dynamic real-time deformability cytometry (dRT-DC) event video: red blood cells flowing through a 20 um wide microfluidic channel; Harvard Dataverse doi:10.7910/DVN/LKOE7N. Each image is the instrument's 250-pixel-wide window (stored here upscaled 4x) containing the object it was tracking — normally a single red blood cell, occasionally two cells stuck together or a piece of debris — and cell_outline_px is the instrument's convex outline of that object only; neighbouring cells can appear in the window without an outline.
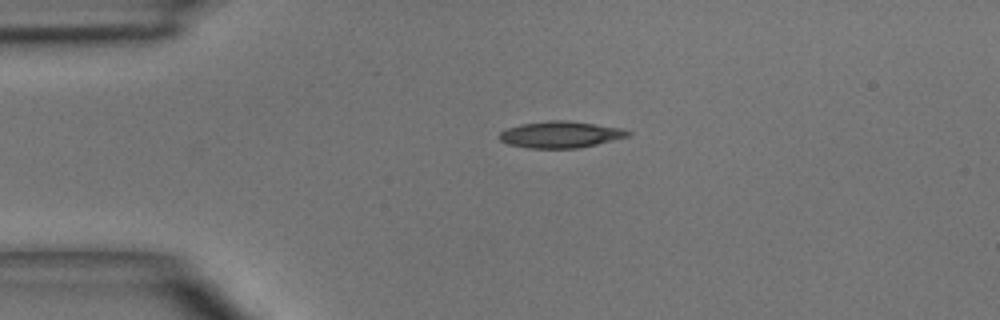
{"species": "common noctule bat (a hibernating species)", "species_latin": "Nyctalus noctula", "temperature_condition": "room temperature", "stored_images_in_passage": 2, "camera_frame_rate_fps": 3000, "um_per_image_px": 0.085, "animal": {"sex": "male", "body_mass_g": 15.6}, "frame": {"image": 1, "passage_image": 2, "time_ms": 1.0, "image_size_px": [1000, 320], "cell_outline_px": [[632, 132], [628, 136], [580, 148], [528, 148], [508, 144], [500, 140], [500, 132], [508, 128], [520, 124], [548, 120], [568, 120], [624, 128]], "centroid_in_image_um": [47.65, 11.43], "position_along_channel_um": 37.3, "area_um2": 19.88}}